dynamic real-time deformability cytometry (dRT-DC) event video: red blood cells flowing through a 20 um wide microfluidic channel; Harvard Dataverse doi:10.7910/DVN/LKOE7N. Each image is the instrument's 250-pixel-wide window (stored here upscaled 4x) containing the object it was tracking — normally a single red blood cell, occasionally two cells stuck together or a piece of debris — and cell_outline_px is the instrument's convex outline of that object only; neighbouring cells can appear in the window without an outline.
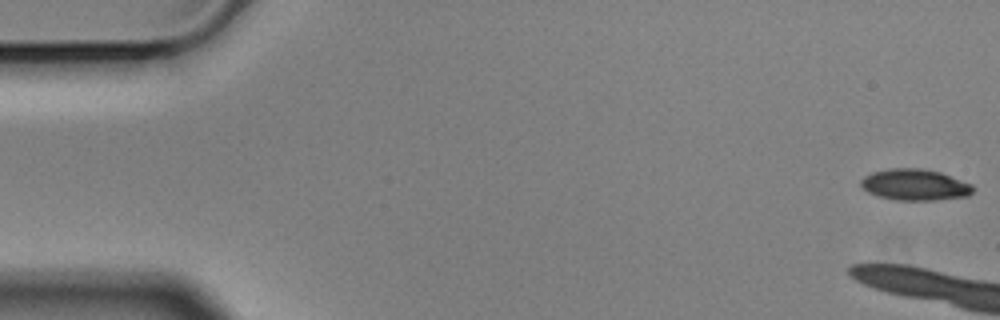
{"species": "Egyptian fruit bat (a non-hibernating species)", "species_latin": "Rousettus aegyptiacus", "temperature_condition": "cold", "stored_images_in_passage": 5, "camera_frame_rate_fps": 3000, "um_per_image_px": 0.085, "animal": {"sex": "male"}, "frame": {"image": 1, "passage_image": 1, "time_ms": 0.0, "image_size_px": [1000, 320], "cell_outline_px": [[972, 192], [968, 196], [932, 200], [896, 200], [880, 196], [868, 192], [860, 184], [860, 180], [864, 176], [872, 172], [888, 168], [920, 168], [940, 172], [972, 184]], "centroid_in_image_um": [77.74, 15.69], "position_along_channel_um": 7.3, "area_um2": 20.29}}